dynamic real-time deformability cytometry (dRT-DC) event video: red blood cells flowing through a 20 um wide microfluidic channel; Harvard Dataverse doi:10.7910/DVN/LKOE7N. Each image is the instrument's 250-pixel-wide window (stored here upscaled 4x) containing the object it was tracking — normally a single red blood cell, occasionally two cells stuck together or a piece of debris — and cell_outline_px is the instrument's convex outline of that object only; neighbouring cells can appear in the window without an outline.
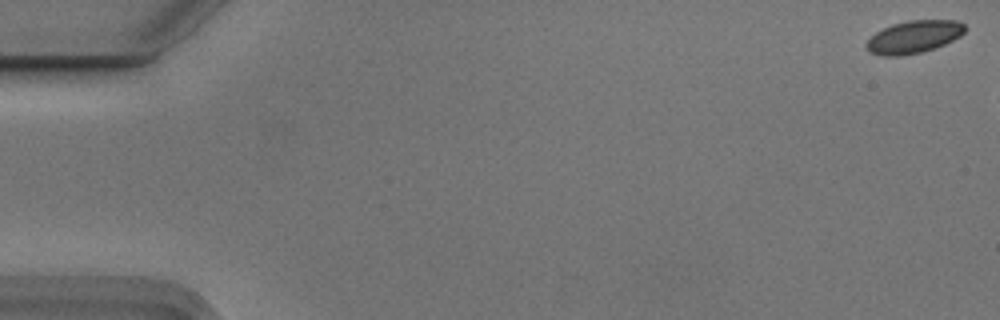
{"species": "Egyptian fruit bat (a non-hibernating species)", "species_latin": "Rousettus aegyptiacus", "temperature_condition": "cold", "stored_images_in_passage": 9, "camera_frame_rate_fps": 3000, "um_per_image_px": 0.085, "animal": {"sex": "male"}, "frame": {"image": 1, "passage_image": 1, "time_ms": 0.0, "image_size_px": [1000, 320], "cell_outline_px": [[964, 32], [960, 36], [936, 48], [920, 52], [900, 56], [880, 56], [864, 48], [864, 44], [876, 32], [892, 24], [908, 20], [956, 20], [964, 24]], "centroid_in_image_um": [77.65, 3.14], "position_along_channel_um": 7.4, "area_um2": 18.67}}